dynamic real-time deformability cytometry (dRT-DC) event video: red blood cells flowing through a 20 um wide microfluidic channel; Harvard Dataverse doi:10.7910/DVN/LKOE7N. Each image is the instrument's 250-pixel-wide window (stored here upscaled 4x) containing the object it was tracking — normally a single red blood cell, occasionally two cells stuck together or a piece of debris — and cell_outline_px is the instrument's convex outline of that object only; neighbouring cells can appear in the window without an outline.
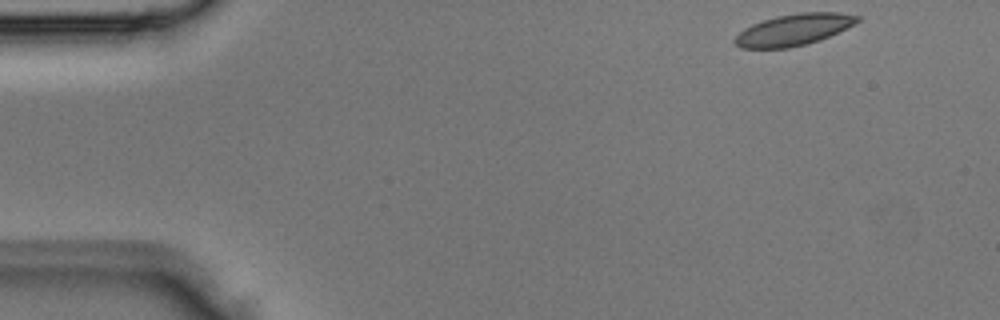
{"species": "Egyptian fruit bat (a non-hibernating species)", "species_latin": "Rousettus aegyptiacus", "temperature_condition": "room temperature", "stored_images_in_passage": 4, "camera_frame_rate_fps": 3000, "um_per_image_px": 0.085, "animal": {"sex": "male"}, "frame": {"image": 1, "passage_image": 1, "time_ms": 0.0, "image_size_px": [1000, 320], "cell_outline_px": [[860, 20], [856, 24], [820, 40], [788, 48], [740, 48], [732, 40], [744, 28], [752, 24], [776, 16], [800, 12], [840, 12], [860, 16]], "centroid_in_image_um": [67.48, 2.52], "position_along_channel_um": 17.5, "area_um2": 22.48}}
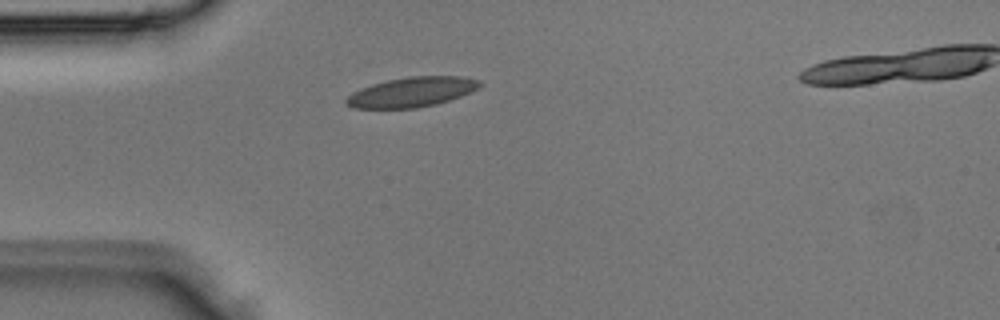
{"frame": {"image": 2, "passage_image": 3, "time_ms": 0.667, "image_size_px": [1000, 320], "cell_outline_px": [[480, 84], [476, 88], [460, 96], [436, 104], [416, 108], [352, 108], [344, 104], [344, 100], [352, 92], [360, 88], [372, 84], [388, 80], [408, 76], [460, 76], [480, 80]], "centroid_in_image_um": [34.92, 7.82], "position_along_channel_um": 50.1, "area_um2": 23.06}}